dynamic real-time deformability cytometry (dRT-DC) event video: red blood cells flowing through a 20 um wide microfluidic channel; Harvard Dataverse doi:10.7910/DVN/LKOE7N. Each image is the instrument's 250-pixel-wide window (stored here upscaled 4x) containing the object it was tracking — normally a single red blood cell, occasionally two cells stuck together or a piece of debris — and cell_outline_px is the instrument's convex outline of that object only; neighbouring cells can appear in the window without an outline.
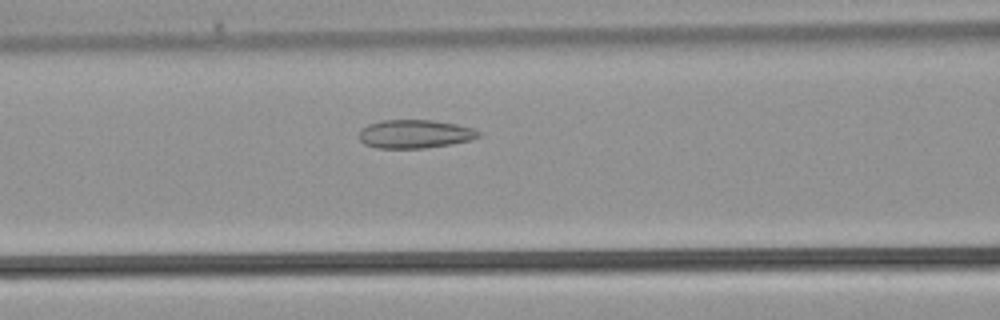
{"species": "common noctule bat (a hibernating species)", "species_latin": "Nyctalus noctula", "temperature_condition": "warm", "stored_images_in_passage": 34, "camera_frame_rate_fps": 3000, "um_per_image_px": 0.085, "animal": {"sex": "male", "body_mass_g": 21.5, "forearm_length_mm": 52.0}, "frame": {"image": 1, "passage_image": 12, "time_ms": 3.667, "image_size_px": [1000, 320], "cell_outline_px": [[480, 136], [472, 140], [452, 144], [424, 148], [376, 148], [364, 144], [360, 140], [360, 132], [368, 124], [380, 120], [432, 120], [456, 124], [472, 128], [480, 132]], "centroid_in_image_um": [35.28, 11.39], "position_along_channel_um": 131.3, "area_um2": 19.83}}
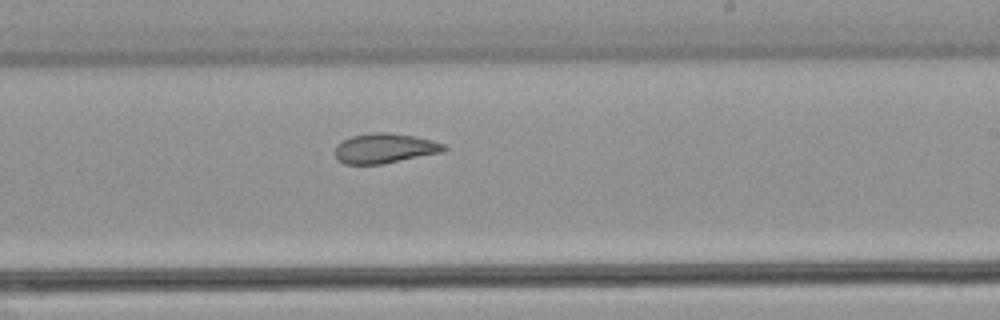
{"frame": {"image": 2, "passage_image": 19, "time_ms": 6.0, "image_size_px": [1000, 320], "cell_outline_px": [[448, 148], [444, 152], [384, 164], [344, 164], [336, 156], [336, 144], [352, 136], [372, 132], [388, 132], [412, 136], [432, 140], [444, 144]], "centroid_in_image_um": [32.73, 12.61], "position_along_channel_um": 256.3, "area_um2": 18.96}}
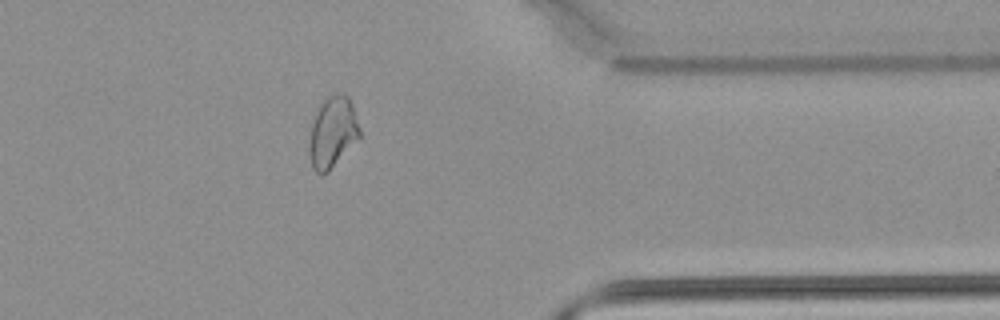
{"frame": {"image": 3, "passage_image": 27, "time_ms": 8.667, "image_size_px": [1000, 320], "cell_outline_px": [[360, 136], [328, 172], [320, 176], [312, 168], [308, 148], [312, 124], [316, 112], [320, 104], [328, 96], [336, 92], [344, 92], [348, 96], [352, 104], [360, 128]], "centroid_in_image_um": [28.26, 11.23], "position_along_channel_um": 383.1, "area_um2": 20.87}}